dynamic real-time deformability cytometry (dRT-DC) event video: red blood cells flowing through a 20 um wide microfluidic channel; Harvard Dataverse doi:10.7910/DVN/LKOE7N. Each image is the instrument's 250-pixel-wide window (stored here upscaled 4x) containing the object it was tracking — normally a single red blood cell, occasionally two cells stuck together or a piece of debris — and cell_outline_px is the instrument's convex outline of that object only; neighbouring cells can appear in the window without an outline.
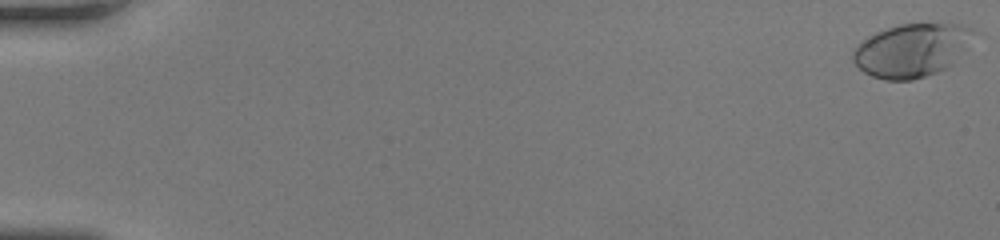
{"species": "human", "species_latin": "Homo sapiens", "temperature_condition": "room temperature", "stored_images_in_passage": 51, "camera_frame_rate_fps": 3000, "um_per_image_px": 0.085, "donor": {"sex": "female"}, "frame": {"image": 1, "passage_image": 1, "time_ms": 0.0, "image_size_px": [1000, 240], "cell_outline_px": [[972, 28], [952, 64], [948, 68], [912, 80], [884, 80], [872, 76], [864, 72], [852, 60], [852, 52], [868, 36], [876, 32], [900, 24], [960, 24]], "centroid_in_image_um": [77.37, 4.29], "position_along_channel_um": 7.6, "area_um2": 36.18}}
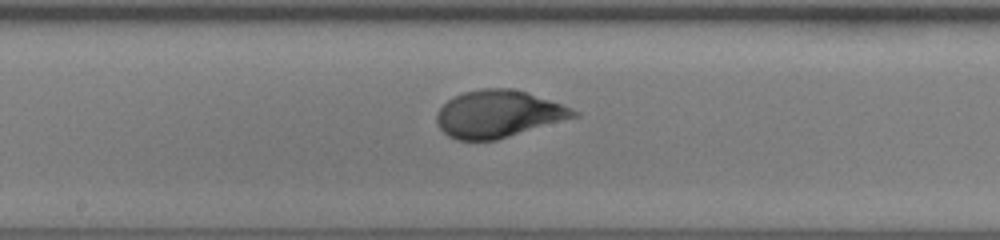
{"frame": {"image": 2, "passage_image": 29, "time_ms": 9.333, "image_size_px": [1000, 240], "cell_outline_px": [[580, 116], [496, 140], [456, 140], [448, 136], [436, 124], [436, 112], [448, 100], [464, 92], [480, 88], [512, 88], [528, 92], [572, 108], [580, 112]], "centroid_in_image_um": [42.37, 9.68], "position_along_channel_um": 205.8, "area_um2": 37.8}}
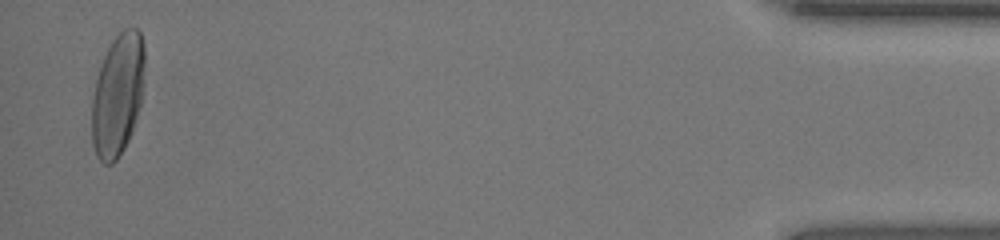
{"frame": {"image": 3, "passage_image": 50, "time_ms": 16.333, "image_size_px": [1000, 240], "cell_outline_px": [[144, 64], [140, 104], [132, 132], [124, 148], [116, 160], [112, 164], [104, 164], [96, 156], [92, 144], [92, 96], [96, 80], [104, 56], [112, 40], [124, 28], [136, 28], [140, 32], [144, 44]], "centroid_in_image_um": [9.99, 8.07], "position_along_channel_um": 425.2, "area_um2": 37.4}, "authors_computed_cell_mechanics": {"area_um2": 36.2406, "velocity_mm_per_s": 4.2674, "shape_relaxation_time_tau1_ms": 5.7593, "shape_relaxation_time_tau2_ms": null, "deformation_change_tau1": 0.2444, "deformation_change_tau2": null}}